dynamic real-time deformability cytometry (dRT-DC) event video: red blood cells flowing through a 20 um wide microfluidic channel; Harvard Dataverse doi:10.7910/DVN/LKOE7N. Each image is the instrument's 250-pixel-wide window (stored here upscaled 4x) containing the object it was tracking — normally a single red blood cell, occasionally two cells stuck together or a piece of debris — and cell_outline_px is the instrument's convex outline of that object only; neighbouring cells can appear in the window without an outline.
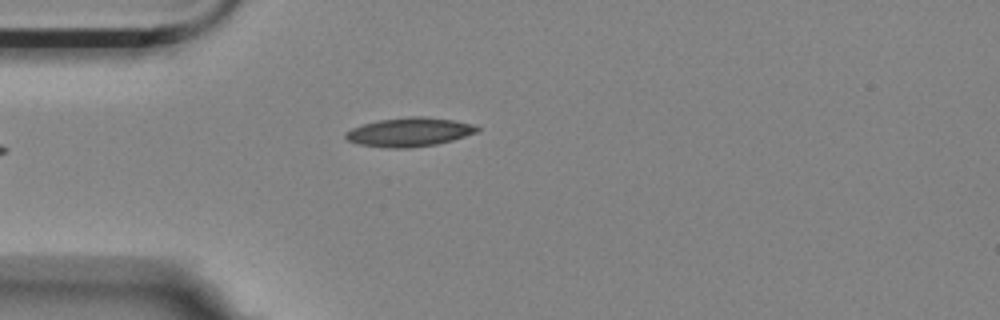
{"species": "Egyptian fruit bat (a non-hibernating species)", "species_latin": "Rousettus aegyptiacus", "temperature_condition": "room temperature", "stored_images_in_passage": 3, "camera_frame_rate_fps": 3000, "um_per_image_px": 0.085, "animal": {"sex": "female"}, "frame": {"image": 1, "passage_image": 3, "time_ms": 0.667, "image_size_px": [1000, 320], "cell_outline_px": [[480, 128], [476, 132], [452, 140], [436, 144], [408, 148], [388, 148], [360, 144], [348, 140], [344, 136], [344, 132], [352, 128], [364, 124], [380, 120], [408, 116], [424, 116], [452, 120], [472, 124]], "centroid_in_image_um": [34.77, 11.22], "position_along_channel_um": 50.2, "area_um2": 21.91}}